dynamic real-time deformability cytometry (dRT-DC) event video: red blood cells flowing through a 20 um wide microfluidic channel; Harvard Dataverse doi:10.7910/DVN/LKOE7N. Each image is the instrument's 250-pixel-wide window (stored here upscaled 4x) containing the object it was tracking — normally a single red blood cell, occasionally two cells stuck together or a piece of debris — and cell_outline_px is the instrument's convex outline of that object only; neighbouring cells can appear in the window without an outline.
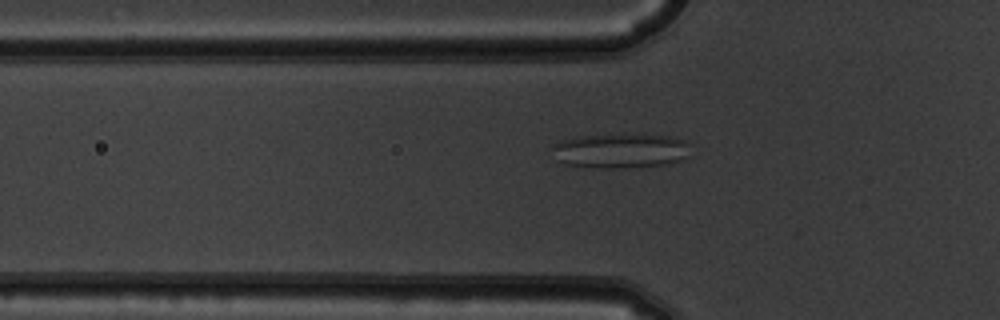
{"species": "common noctule bat (a hibernating species)", "species_latin": "Nyctalus noctula", "temperature_condition": "warm", "stored_images_in_passage": 53, "camera_frame_rate_fps": 3000, "um_per_image_px": 0.085, "animal": {"sex": "male", "body_mass_g": 19.5, "forearm_length_mm": 54.6}, "frame": {"image": 1, "passage_image": 18, "time_ms": 5.667, "image_size_px": [1000, 320], "cell_outline_px": [[688, 156], [684, 160], [668, 164], [624, 168], [596, 168], [564, 164], [556, 160], [552, 148], [552, 144], [564, 140], [580, 136], [672, 136], [684, 140], [688, 144]], "centroid_in_image_um": [52.74, 12.85], "position_along_channel_um": 73.1, "area_um2": 27.51}}
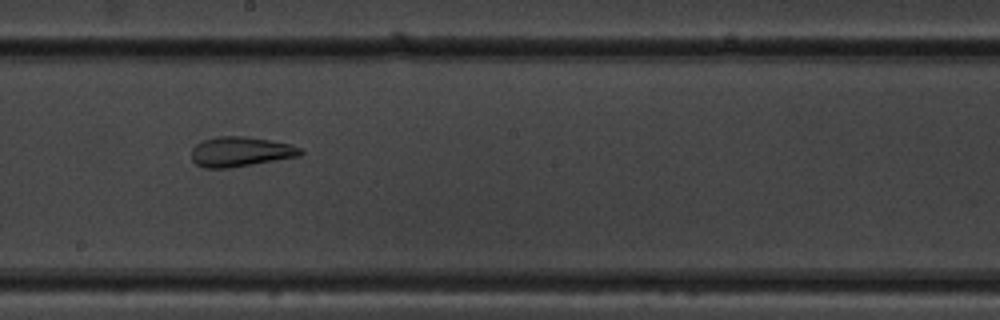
{"frame": {"image": 2, "passage_image": 30, "time_ms": 9.667, "image_size_px": [1000, 320], "cell_outline_px": [[304, 152], [300, 156], [228, 168], [204, 168], [196, 164], [192, 160], [192, 148], [196, 144], [204, 140], [220, 136], [244, 136], [292, 144], [300, 148]], "centroid_in_image_um": [20.44, 12.89], "position_along_channel_um": 227.8, "area_um2": 18.84}}
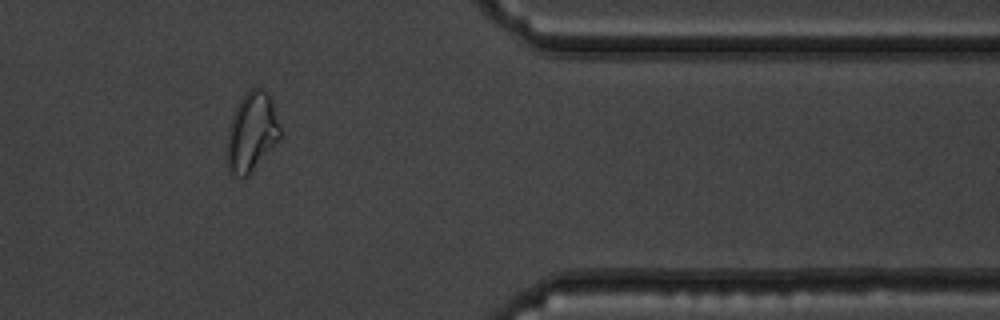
{"frame": {"image": 3, "passage_image": 44, "time_ms": 14.333, "image_size_px": [1000, 320], "cell_outline_px": [[280, 140], [252, 172], [248, 176], [232, 176], [228, 172], [228, 128], [236, 108], [240, 100], [252, 88], [264, 88], [272, 96], [280, 128]], "centroid_in_image_um": [21.43, 11.23], "position_along_channel_um": 390.0, "area_um2": 24.57}, "authors_computed_cell_mechanics": {"area_um2": 25.432, "velocity_mm_per_s": 3.8526, "shape_relaxation_time_tau1_ms": null, "shape_relaxation_time_tau2_ms": 1.9605, "deformation_change_tau1": null, "deformation_change_tau2": 0.1037}}